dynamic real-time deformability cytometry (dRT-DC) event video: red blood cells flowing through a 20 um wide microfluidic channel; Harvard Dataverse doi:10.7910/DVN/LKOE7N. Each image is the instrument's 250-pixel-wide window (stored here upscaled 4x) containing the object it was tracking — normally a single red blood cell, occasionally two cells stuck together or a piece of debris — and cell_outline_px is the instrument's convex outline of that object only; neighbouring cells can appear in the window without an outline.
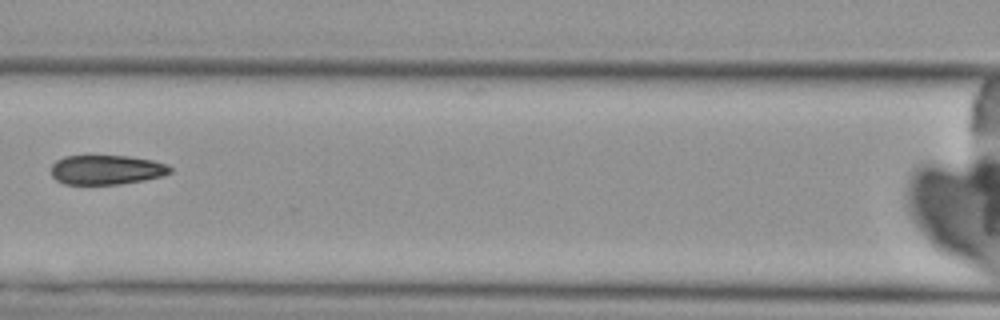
{"species": "Egyptian fruit bat (a non-hibernating species)", "species_latin": "Rousettus aegyptiacus", "temperature_condition": "cold", "stored_images_in_passage": 6, "camera_frame_rate_fps": 3000, "um_per_image_px": 0.085, "animal": {"sex": "female"}, "frame": {"image": 1, "passage_image": 5, "time_ms": 4.667, "image_size_px": [1000, 320], "cell_outline_px": [[172, 172], [160, 176], [144, 180], [120, 184], [64, 184], [56, 180], [52, 176], [48, 168], [56, 160], [64, 156], [128, 156], [152, 160], [168, 164], [172, 168]], "centroid_in_image_um": [9.01, 14.43], "position_along_channel_um": 157.6, "area_um2": 20.63}}
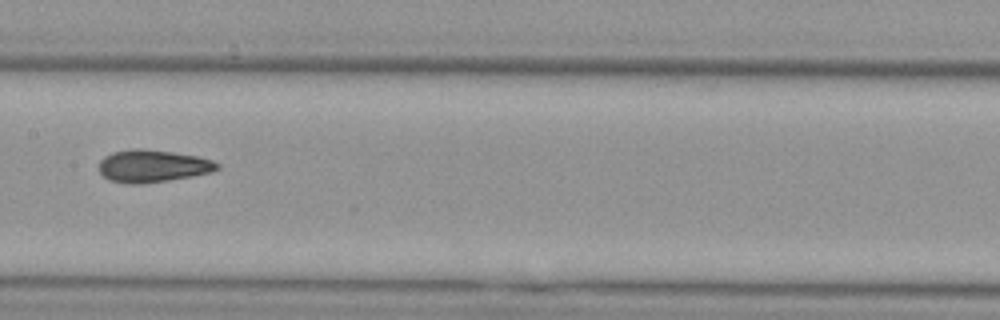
{"frame": {"image": 2, "passage_image": 6, "time_ms": 5.667, "image_size_px": [1000, 320], "cell_outline_px": [[220, 168], [212, 172], [192, 176], [168, 180], [140, 184], [132, 184], [108, 180], [100, 172], [100, 160], [104, 156], [112, 152], [132, 148], [140, 148], [172, 152], [196, 156], [212, 160], [220, 164]], "centroid_in_image_um": [12.97, 14.11], "position_along_channel_um": 194.4, "area_um2": 22.31}}